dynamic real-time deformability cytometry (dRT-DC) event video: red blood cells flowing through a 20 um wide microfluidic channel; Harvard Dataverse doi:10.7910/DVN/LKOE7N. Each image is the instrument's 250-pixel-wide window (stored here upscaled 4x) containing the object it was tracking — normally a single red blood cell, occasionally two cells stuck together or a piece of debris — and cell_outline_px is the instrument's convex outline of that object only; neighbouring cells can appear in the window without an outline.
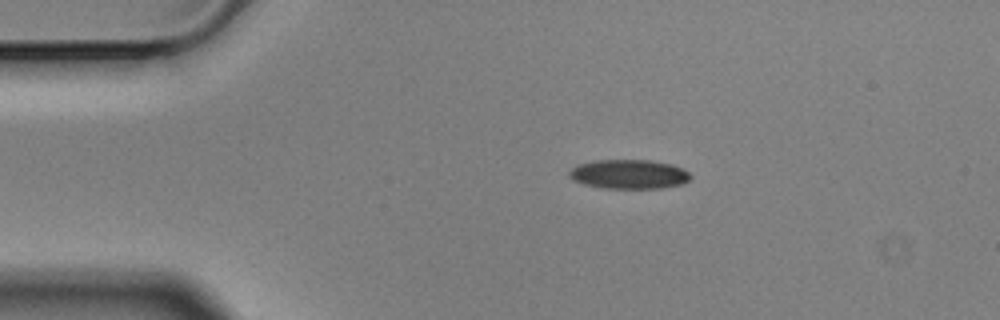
{"species": "Egyptian fruit bat (a non-hibernating species)", "species_latin": "Rousettus aegyptiacus", "temperature_condition": "cold", "stored_images_in_passage": 3, "camera_frame_rate_fps": 3000, "um_per_image_px": 0.085, "animal": {"sex": "male"}, "frame": {"image": 1, "passage_image": 2, "time_ms": 0.333, "image_size_px": [1000, 320], "cell_outline_px": [[692, 176], [688, 180], [680, 184], [660, 188], [600, 188], [584, 184], [572, 180], [568, 176], [568, 172], [576, 164], [596, 160], [648, 160], [672, 164], [688, 172]], "centroid_in_image_um": [53.4, 14.8], "position_along_channel_um": 31.6, "area_um2": 20.69}}